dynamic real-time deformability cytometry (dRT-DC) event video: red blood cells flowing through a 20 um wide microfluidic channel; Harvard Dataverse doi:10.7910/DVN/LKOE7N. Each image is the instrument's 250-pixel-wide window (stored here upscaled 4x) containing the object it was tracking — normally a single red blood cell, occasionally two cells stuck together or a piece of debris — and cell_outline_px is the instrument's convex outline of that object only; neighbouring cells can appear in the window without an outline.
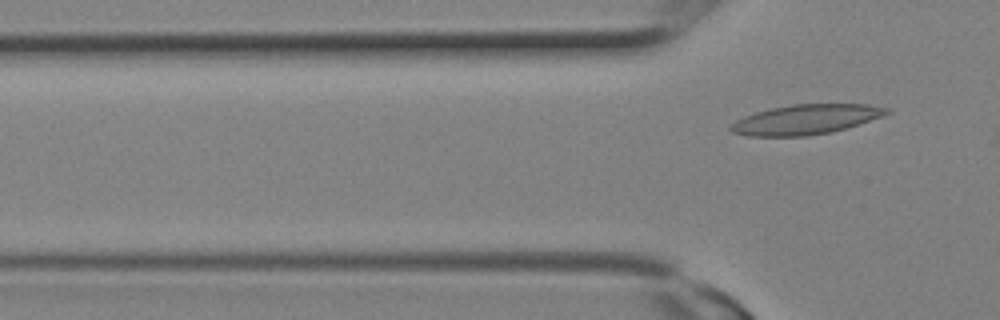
{"species": "Egyptian fruit bat (a non-hibernating species)", "species_latin": "Rousettus aegyptiacus", "temperature_condition": "room temperature", "stored_images_in_passage": 4, "camera_frame_rate_fps": 3000, "um_per_image_px": 0.085, "animal": {"sex": "female"}, "frame": {"image": 1, "passage_image": 4, "time_ms": 1.0, "image_size_px": [1000, 320], "cell_outline_px": [[892, 112], [832, 132], [808, 136], [748, 136], [732, 132], [728, 128], [736, 120], [744, 116], [756, 112], [772, 108], [792, 104], [868, 104], [892, 108]], "centroid_in_image_um": [68.48, 10.15], "position_along_channel_um": 57.3, "area_um2": 26.93}}